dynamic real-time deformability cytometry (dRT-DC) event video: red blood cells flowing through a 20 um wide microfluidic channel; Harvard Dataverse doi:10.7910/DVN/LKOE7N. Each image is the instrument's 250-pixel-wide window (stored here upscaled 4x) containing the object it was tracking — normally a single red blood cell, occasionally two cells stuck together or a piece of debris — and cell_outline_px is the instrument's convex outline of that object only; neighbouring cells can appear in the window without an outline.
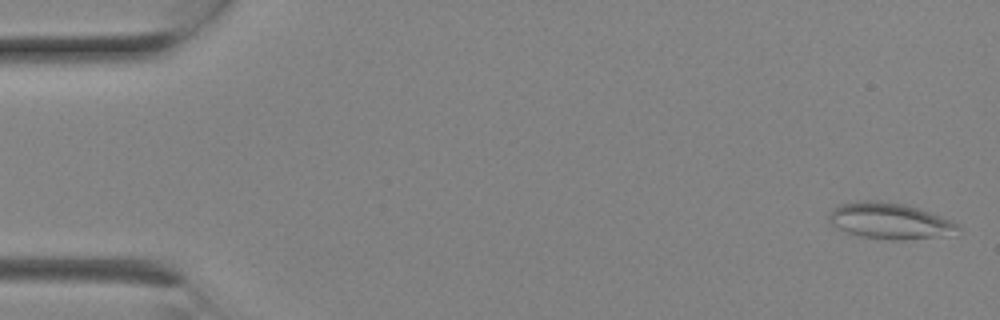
{"species": "Egyptian fruit bat (a non-hibernating species)", "species_latin": "Rousettus aegyptiacus", "temperature_condition": "room temperature", "stored_images_in_passage": 8, "camera_frame_rate_fps": 3000, "um_per_image_px": 0.085, "animal": {"sex": "female"}, "frame": {"image": 1, "passage_image": 1, "time_ms": 0.0, "image_size_px": [1000, 320], "cell_outline_px": [[960, 228], [940, 236], [904, 240], [888, 240], [864, 236], [848, 232], [832, 224], [828, 220], [832, 208], [840, 204], [864, 200], [876, 200], [904, 204], [940, 216], [956, 224]], "centroid_in_image_um": [75.56, 18.76], "position_along_channel_um": 9.4, "area_um2": 26.36}}